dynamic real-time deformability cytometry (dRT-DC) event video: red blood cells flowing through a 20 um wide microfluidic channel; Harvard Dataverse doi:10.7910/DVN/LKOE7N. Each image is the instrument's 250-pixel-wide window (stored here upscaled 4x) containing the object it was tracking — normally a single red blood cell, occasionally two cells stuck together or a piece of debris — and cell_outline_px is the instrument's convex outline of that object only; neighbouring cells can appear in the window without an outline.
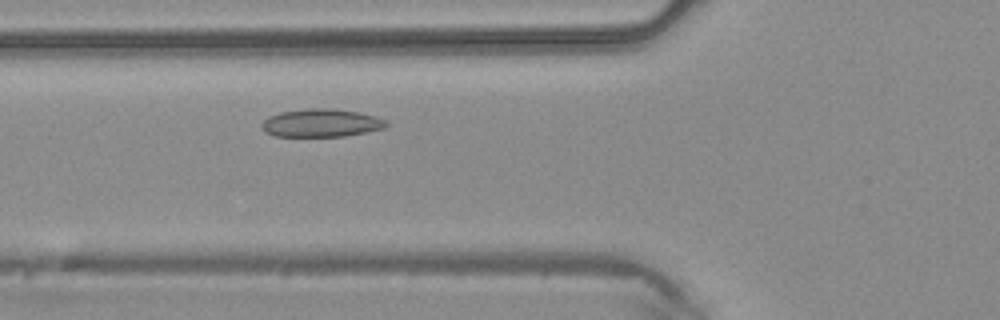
{"species": "common noctule bat (a hibernating species)", "species_latin": "Nyctalus noctula", "temperature_condition": "warm", "stored_images_in_passage": 5, "camera_frame_rate_fps": 3000, "um_per_image_px": 0.085, "animal": {"sex": "male", "body_mass_g": 20.4}, "frame": {"image": 1, "passage_image": 5, "time_ms": 1.333, "image_size_px": [1000, 320], "cell_outline_px": [[388, 124], [384, 128], [344, 136], [276, 136], [264, 132], [260, 124], [268, 116], [280, 112], [308, 108], [332, 108], [360, 112], [376, 116], [384, 120]], "centroid_in_image_um": [27.27, 10.44], "position_along_channel_um": 98.5, "area_um2": 20.35}}